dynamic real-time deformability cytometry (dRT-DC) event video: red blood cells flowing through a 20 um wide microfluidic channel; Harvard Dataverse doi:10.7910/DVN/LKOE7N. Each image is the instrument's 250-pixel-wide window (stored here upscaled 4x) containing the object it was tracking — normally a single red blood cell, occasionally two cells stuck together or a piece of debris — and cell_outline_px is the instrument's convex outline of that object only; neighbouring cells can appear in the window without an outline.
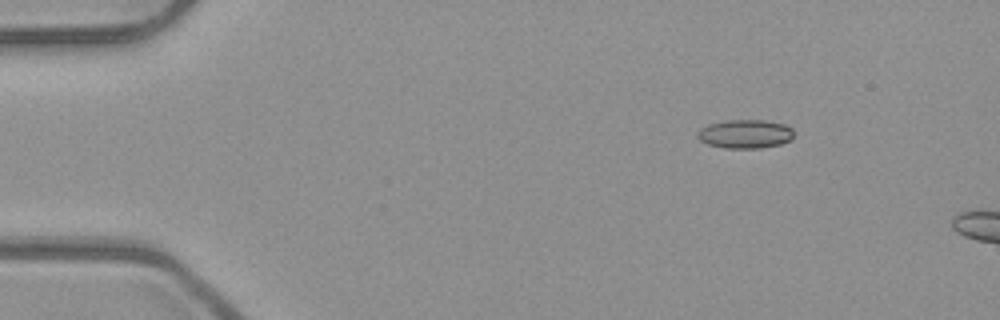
{"species": "common noctule bat (a hibernating species)", "species_latin": "Nyctalus noctula", "temperature_condition": "room temperature", "stored_images_in_passage": 2, "camera_frame_rate_fps": 3000, "um_per_image_px": 0.085, "animal": {"sex": "male", "body_mass_g": 23.1, "forearm_length_mm": 52.7}, "frame": {"image": 1, "passage_image": 2, "time_ms": 0.333, "image_size_px": [1000, 320], "cell_outline_px": [[792, 140], [780, 144], [760, 148], [724, 148], [708, 144], [700, 140], [696, 136], [700, 128], [708, 124], [728, 120], [764, 120], [784, 124], [792, 128]], "centroid_in_image_um": [63.33, 11.38], "position_along_channel_um": 21.7, "area_um2": 16.13}}